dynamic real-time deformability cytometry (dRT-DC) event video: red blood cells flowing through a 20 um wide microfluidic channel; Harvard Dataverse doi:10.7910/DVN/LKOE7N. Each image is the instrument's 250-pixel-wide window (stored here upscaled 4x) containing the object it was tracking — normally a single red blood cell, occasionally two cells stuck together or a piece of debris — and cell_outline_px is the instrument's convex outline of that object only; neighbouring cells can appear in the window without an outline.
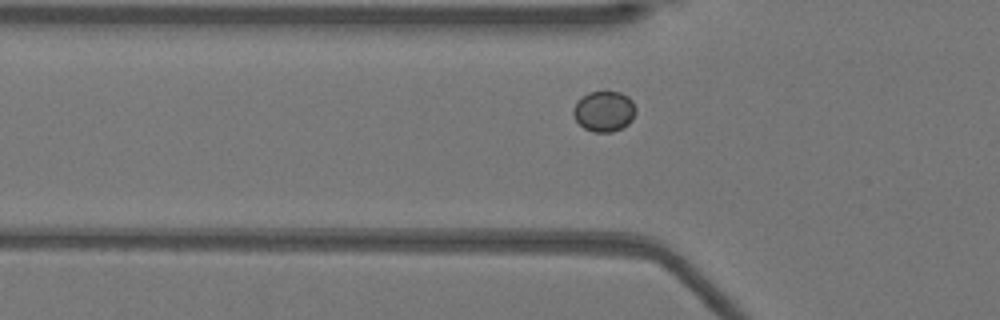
{"species": "Egyptian fruit bat (a non-hibernating species)", "species_latin": "Rousettus aegyptiacus", "temperature_condition": "warm", "stored_images_in_passage": 37, "camera_frame_rate_fps": 3000, "um_per_image_px": 0.085, "animal": {"sex": "female"}, "frame": {"image": 1, "passage_image": 11, "time_ms": 3.333, "image_size_px": [1000, 320], "cell_outline_px": [[636, 112], [632, 120], [628, 124], [612, 132], [592, 132], [584, 128], [576, 120], [572, 112], [572, 108], [588, 92], [620, 92], [628, 96], [632, 100], [636, 108]], "centroid_in_image_um": [51.37, 9.47], "position_along_channel_um": 74.4, "area_um2": 14.68}}
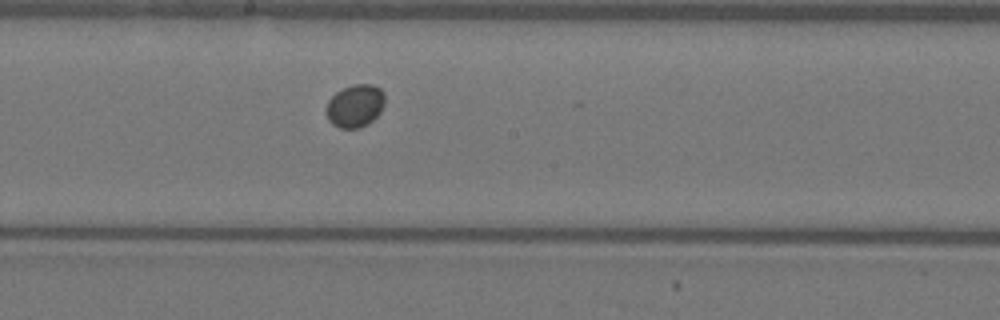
{"frame": {"image": 2, "passage_image": 22, "time_ms": 7.0, "image_size_px": [1000, 320], "cell_outline_px": [[384, 104], [380, 112], [368, 124], [356, 128], [340, 128], [332, 124], [328, 120], [324, 112], [324, 108], [328, 100], [336, 92], [352, 84], [372, 84], [380, 88], [384, 92]], "centroid_in_image_um": [30.15, 8.99], "position_along_channel_um": 218.1, "area_um2": 14.8}}
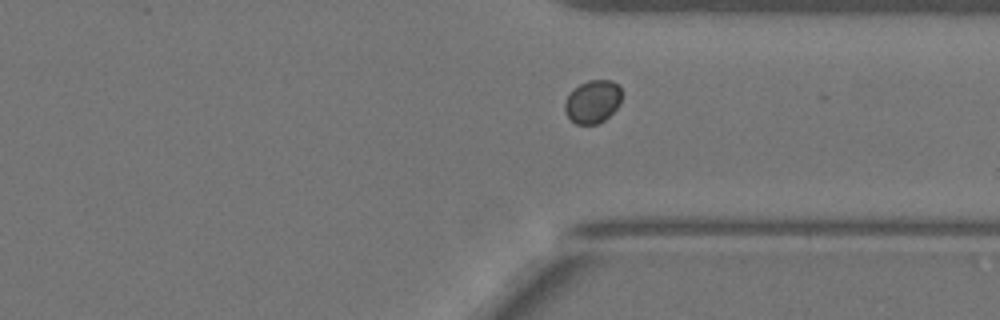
{"frame": {"image": 3, "passage_image": 33, "time_ms": 10.667, "image_size_px": [1000, 320], "cell_outline_px": [[620, 104], [604, 120], [596, 124], [576, 124], [564, 112], [564, 100], [580, 84], [588, 80], [612, 80], [620, 84]], "centroid_in_image_um": [50.38, 8.63], "position_along_channel_um": 361.0, "area_um2": 14.16}}